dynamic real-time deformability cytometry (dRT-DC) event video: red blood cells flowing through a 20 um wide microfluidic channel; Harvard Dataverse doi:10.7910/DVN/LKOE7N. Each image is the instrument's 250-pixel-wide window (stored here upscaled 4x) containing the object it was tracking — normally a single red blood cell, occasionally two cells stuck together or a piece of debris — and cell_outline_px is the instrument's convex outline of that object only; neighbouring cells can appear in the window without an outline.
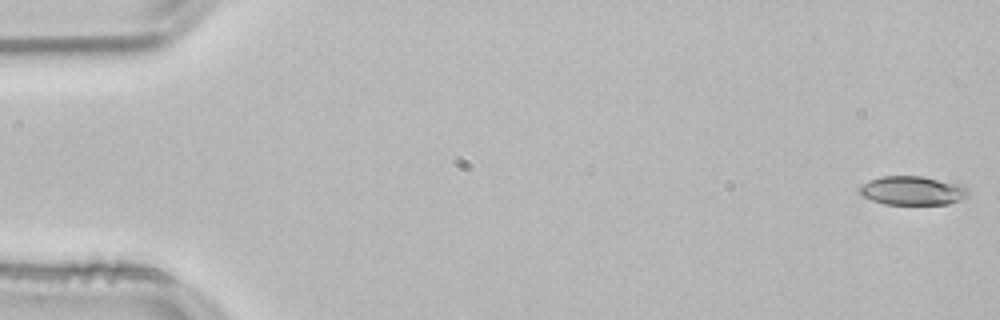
{"species": "common noctule bat (a hibernating species)", "species_latin": "Nyctalus noctula", "temperature_condition": "room temperature", "stored_images_in_passage": 53, "camera_frame_rate_fps": 3000, "um_per_image_px": 0.085, "animal": {"sex": "male", "body_mass_g": 21.5, "forearm_length_mm": 52.0}, "frame": {"image": 1, "passage_image": 1, "time_ms": 0.0, "image_size_px": [1000, 320], "cell_outline_px": [[968, 196], [960, 200], [948, 204], [884, 204], [872, 200], [864, 196], [856, 188], [868, 180], [880, 176], [920, 176], [964, 184], [968, 188]], "centroid_in_image_um": [77.57, 16.19], "position_along_channel_um": 7.4, "area_um2": 18.5}}
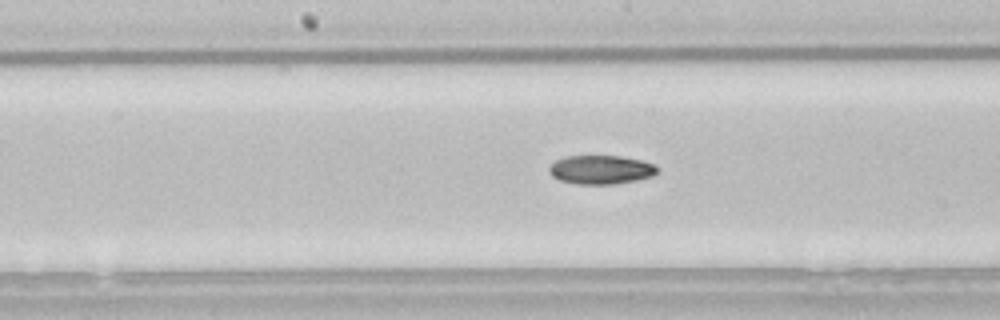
{"frame": {"image": 2, "passage_image": 27, "time_ms": 8.667, "image_size_px": [1000, 320], "cell_outline_px": [[656, 172], [652, 176], [636, 180], [612, 184], [576, 184], [560, 180], [552, 176], [548, 172], [548, 168], [556, 160], [564, 156], [620, 156], [644, 160], [656, 164]], "centroid_in_image_um": [51.06, 14.41], "position_along_channel_um": 197.1, "area_um2": 18.21}}
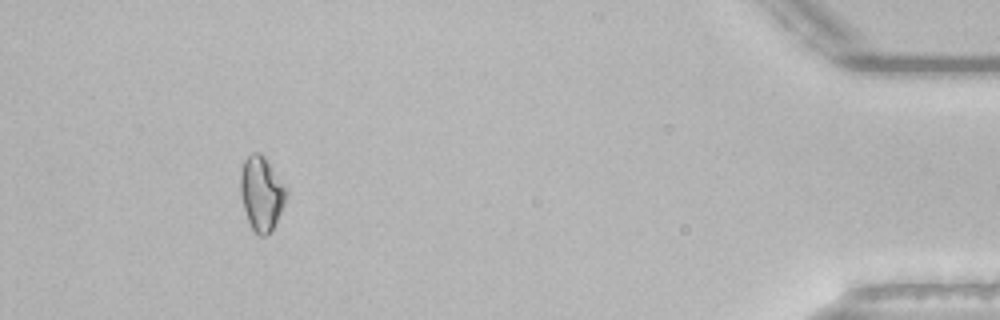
{"frame": {"image": 3, "passage_image": 49, "time_ms": 16.0, "image_size_px": [1000, 320], "cell_outline_px": [[288, 192], [280, 212], [272, 228], [264, 236], [260, 236], [252, 228], [248, 220], [244, 208], [240, 192], [240, 172], [244, 160], [252, 152], [260, 152], [264, 156], [288, 188]], "centroid_in_image_um": [22.22, 16.38], "position_along_channel_um": 413.0, "area_um2": 19.59}}